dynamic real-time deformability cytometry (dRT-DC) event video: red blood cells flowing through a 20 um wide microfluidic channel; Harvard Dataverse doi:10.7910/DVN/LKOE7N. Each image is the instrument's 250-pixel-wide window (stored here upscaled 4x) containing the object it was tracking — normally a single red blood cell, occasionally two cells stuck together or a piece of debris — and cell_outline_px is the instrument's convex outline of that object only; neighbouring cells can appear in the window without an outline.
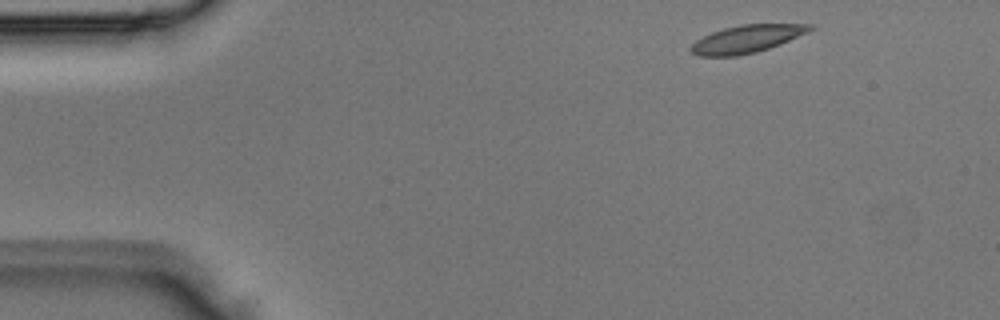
{"species": "Egyptian fruit bat (a non-hibernating species)", "species_latin": "Rousettus aegyptiacus", "temperature_condition": "room temperature", "stored_images_in_passage": 4, "camera_frame_rate_fps": 3000, "um_per_image_px": 0.085, "animal": {"sex": "male"}, "frame": {"image": 1, "passage_image": 1, "time_ms": 0.0, "image_size_px": [1000, 320], "cell_outline_px": [[816, 28], [808, 32], [780, 44], [756, 52], [736, 56], [700, 56], [692, 52], [688, 48], [696, 40], [712, 32], [724, 28], [740, 24], [812, 24]], "centroid_in_image_um": [63.48, 3.3], "position_along_channel_um": 21.5, "area_um2": 19.13}}
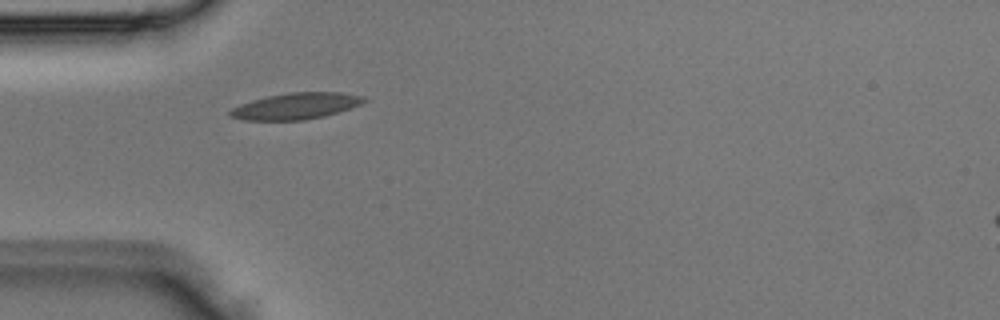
{"frame": {"image": 2, "passage_image": 3, "time_ms": 0.667, "image_size_px": [1000, 320], "cell_outline_px": [[368, 100], [352, 108], [324, 116], [304, 120], [244, 120], [232, 116], [228, 112], [232, 108], [240, 104], [252, 100], [268, 96], [288, 92], [340, 92], [364, 96]], "centroid_in_image_um": [25.19, 9.01], "position_along_channel_um": 59.8, "area_um2": 20.52}}
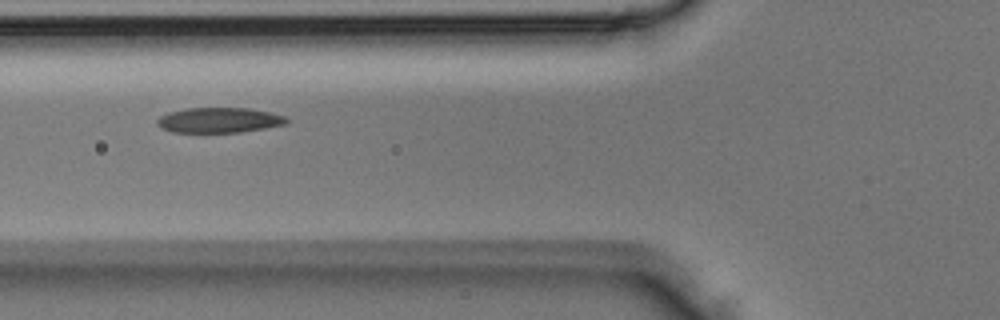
{"frame": {"image": 3, "passage_image": 4, "time_ms": 1.0, "image_size_px": [1000, 320], "cell_outline_px": [[292, 120], [288, 124], [240, 132], [172, 132], [156, 124], [156, 120], [160, 116], [168, 112], [188, 108], [248, 108], [272, 112], [284, 116]], "centroid_in_image_um": [18.68, 10.21], "position_along_channel_um": 107.1, "area_um2": 19.07}}